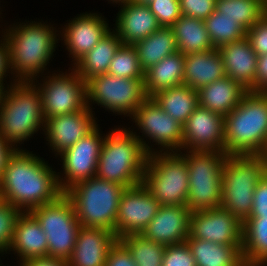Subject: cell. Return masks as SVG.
Wrapping results in <instances>:
<instances>
[{"mask_svg": "<svg viewBox=\"0 0 267 266\" xmlns=\"http://www.w3.org/2000/svg\"><path fill=\"white\" fill-rule=\"evenodd\" d=\"M61 190L56 171L28 150L17 149L9 157L0 179V200L30 212L56 201Z\"/></svg>", "mask_w": 267, "mask_h": 266, "instance_id": "6da1fadb", "label": "cell"}, {"mask_svg": "<svg viewBox=\"0 0 267 266\" xmlns=\"http://www.w3.org/2000/svg\"><path fill=\"white\" fill-rule=\"evenodd\" d=\"M5 31L2 33L8 45L14 80L32 82L40 73H44L55 52L60 39L59 33L56 34L58 30L42 21H26L19 25L13 23Z\"/></svg>", "mask_w": 267, "mask_h": 266, "instance_id": "7a4b0ae2", "label": "cell"}, {"mask_svg": "<svg viewBox=\"0 0 267 266\" xmlns=\"http://www.w3.org/2000/svg\"><path fill=\"white\" fill-rule=\"evenodd\" d=\"M227 155H262L267 146V92L247 91L224 117Z\"/></svg>", "mask_w": 267, "mask_h": 266, "instance_id": "3957f363", "label": "cell"}, {"mask_svg": "<svg viewBox=\"0 0 267 266\" xmlns=\"http://www.w3.org/2000/svg\"><path fill=\"white\" fill-rule=\"evenodd\" d=\"M10 84L0 107V134L17 150V144L27 141L40 128L45 130V119L41 93L35 84L14 79Z\"/></svg>", "mask_w": 267, "mask_h": 266, "instance_id": "277c9868", "label": "cell"}, {"mask_svg": "<svg viewBox=\"0 0 267 266\" xmlns=\"http://www.w3.org/2000/svg\"><path fill=\"white\" fill-rule=\"evenodd\" d=\"M128 129L114 128L105 135L96 173L97 178L124 188L142 182L149 155L133 130Z\"/></svg>", "mask_w": 267, "mask_h": 266, "instance_id": "5b68a950", "label": "cell"}, {"mask_svg": "<svg viewBox=\"0 0 267 266\" xmlns=\"http://www.w3.org/2000/svg\"><path fill=\"white\" fill-rule=\"evenodd\" d=\"M266 174L263 155H227L222 168L221 206L244 222L252 211L255 187Z\"/></svg>", "mask_w": 267, "mask_h": 266, "instance_id": "8992f818", "label": "cell"}, {"mask_svg": "<svg viewBox=\"0 0 267 266\" xmlns=\"http://www.w3.org/2000/svg\"><path fill=\"white\" fill-rule=\"evenodd\" d=\"M124 187L93 177L80 181L66 190L76 217L82 226L115 231L116 216Z\"/></svg>", "mask_w": 267, "mask_h": 266, "instance_id": "52a82bcc", "label": "cell"}, {"mask_svg": "<svg viewBox=\"0 0 267 266\" xmlns=\"http://www.w3.org/2000/svg\"><path fill=\"white\" fill-rule=\"evenodd\" d=\"M142 183L160 206H186L189 173L179 151H156L148 155Z\"/></svg>", "mask_w": 267, "mask_h": 266, "instance_id": "ba28073f", "label": "cell"}, {"mask_svg": "<svg viewBox=\"0 0 267 266\" xmlns=\"http://www.w3.org/2000/svg\"><path fill=\"white\" fill-rule=\"evenodd\" d=\"M179 152L186 158L189 173L186 206L192 212L220 207L222 168L227 154L205 150Z\"/></svg>", "mask_w": 267, "mask_h": 266, "instance_id": "9c48e42d", "label": "cell"}, {"mask_svg": "<svg viewBox=\"0 0 267 266\" xmlns=\"http://www.w3.org/2000/svg\"><path fill=\"white\" fill-rule=\"evenodd\" d=\"M48 239V256L67 261L74 249L81 226L71 200L62 194L56 201L30 211Z\"/></svg>", "mask_w": 267, "mask_h": 266, "instance_id": "30bf717a", "label": "cell"}, {"mask_svg": "<svg viewBox=\"0 0 267 266\" xmlns=\"http://www.w3.org/2000/svg\"><path fill=\"white\" fill-rule=\"evenodd\" d=\"M87 106L92 103L105 110L130 118L147 98L144 79L119 78L110 74L94 76L86 81Z\"/></svg>", "mask_w": 267, "mask_h": 266, "instance_id": "8fae6325", "label": "cell"}, {"mask_svg": "<svg viewBox=\"0 0 267 266\" xmlns=\"http://www.w3.org/2000/svg\"><path fill=\"white\" fill-rule=\"evenodd\" d=\"M131 118L136 127L138 126L137 129H140L142 136L137 135L136 132L133 134L141 141L148 154L156 151H182L183 125L166 113L153 97H147ZM145 138L156 142L155 145H158L157 148L160 150L151 148Z\"/></svg>", "mask_w": 267, "mask_h": 266, "instance_id": "7c38bea8", "label": "cell"}, {"mask_svg": "<svg viewBox=\"0 0 267 266\" xmlns=\"http://www.w3.org/2000/svg\"><path fill=\"white\" fill-rule=\"evenodd\" d=\"M69 70V74L59 72L46 78L43 76V84L37 78L32 81L41 93L45 121L53 116L83 111L88 107L86 81L73 68Z\"/></svg>", "mask_w": 267, "mask_h": 266, "instance_id": "4fadbf2b", "label": "cell"}, {"mask_svg": "<svg viewBox=\"0 0 267 266\" xmlns=\"http://www.w3.org/2000/svg\"><path fill=\"white\" fill-rule=\"evenodd\" d=\"M98 127L58 155L63 162L61 167L64 175L61 177L60 172L57 173L63 192L80 181L96 177L99 155L105 138V134H100Z\"/></svg>", "mask_w": 267, "mask_h": 266, "instance_id": "5bb4252c", "label": "cell"}, {"mask_svg": "<svg viewBox=\"0 0 267 266\" xmlns=\"http://www.w3.org/2000/svg\"><path fill=\"white\" fill-rule=\"evenodd\" d=\"M159 207V202L142 182L126 187L119 201L114 231L116 237L141 235Z\"/></svg>", "mask_w": 267, "mask_h": 266, "instance_id": "9a60e30c", "label": "cell"}, {"mask_svg": "<svg viewBox=\"0 0 267 266\" xmlns=\"http://www.w3.org/2000/svg\"><path fill=\"white\" fill-rule=\"evenodd\" d=\"M243 222L222 206L194 211L190 217L192 239L222 245H242Z\"/></svg>", "mask_w": 267, "mask_h": 266, "instance_id": "2e32d148", "label": "cell"}, {"mask_svg": "<svg viewBox=\"0 0 267 266\" xmlns=\"http://www.w3.org/2000/svg\"><path fill=\"white\" fill-rule=\"evenodd\" d=\"M182 150L225 152L224 116L198 105L183 124Z\"/></svg>", "mask_w": 267, "mask_h": 266, "instance_id": "e0dca14e", "label": "cell"}, {"mask_svg": "<svg viewBox=\"0 0 267 266\" xmlns=\"http://www.w3.org/2000/svg\"><path fill=\"white\" fill-rule=\"evenodd\" d=\"M93 112L87 107L83 111L53 116L45 121L46 141L56 156L69 149L98 126Z\"/></svg>", "mask_w": 267, "mask_h": 266, "instance_id": "ac0fdd59", "label": "cell"}, {"mask_svg": "<svg viewBox=\"0 0 267 266\" xmlns=\"http://www.w3.org/2000/svg\"><path fill=\"white\" fill-rule=\"evenodd\" d=\"M68 24V25H67ZM62 27L64 45L75 65L107 34L111 28L103 16L96 13H82Z\"/></svg>", "mask_w": 267, "mask_h": 266, "instance_id": "d6986e66", "label": "cell"}, {"mask_svg": "<svg viewBox=\"0 0 267 266\" xmlns=\"http://www.w3.org/2000/svg\"><path fill=\"white\" fill-rule=\"evenodd\" d=\"M191 214L187 206H160L141 235L164 246L185 243L190 233Z\"/></svg>", "mask_w": 267, "mask_h": 266, "instance_id": "ffe728a7", "label": "cell"}, {"mask_svg": "<svg viewBox=\"0 0 267 266\" xmlns=\"http://www.w3.org/2000/svg\"><path fill=\"white\" fill-rule=\"evenodd\" d=\"M113 231L80 226L68 266H105L108 252L117 242Z\"/></svg>", "mask_w": 267, "mask_h": 266, "instance_id": "44dd1931", "label": "cell"}, {"mask_svg": "<svg viewBox=\"0 0 267 266\" xmlns=\"http://www.w3.org/2000/svg\"><path fill=\"white\" fill-rule=\"evenodd\" d=\"M120 10L116 17L115 29L122 44H131L142 40L161 26L156 16L150 11L148 5L132 0L120 3Z\"/></svg>", "mask_w": 267, "mask_h": 266, "instance_id": "7402d4cb", "label": "cell"}, {"mask_svg": "<svg viewBox=\"0 0 267 266\" xmlns=\"http://www.w3.org/2000/svg\"><path fill=\"white\" fill-rule=\"evenodd\" d=\"M218 50L223 59L226 76L251 91L255 87L258 56L247 37L223 45Z\"/></svg>", "mask_w": 267, "mask_h": 266, "instance_id": "603a6c76", "label": "cell"}, {"mask_svg": "<svg viewBox=\"0 0 267 266\" xmlns=\"http://www.w3.org/2000/svg\"><path fill=\"white\" fill-rule=\"evenodd\" d=\"M8 251H14L20 257V264L32 258L48 256L47 236L31 212H22L17 218Z\"/></svg>", "mask_w": 267, "mask_h": 266, "instance_id": "cb8c5ba5", "label": "cell"}, {"mask_svg": "<svg viewBox=\"0 0 267 266\" xmlns=\"http://www.w3.org/2000/svg\"><path fill=\"white\" fill-rule=\"evenodd\" d=\"M226 76L218 49L185 55L183 84L198 90Z\"/></svg>", "mask_w": 267, "mask_h": 266, "instance_id": "d4e9b609", "label": "cell"}, {"mask_svg": "<svg viewBox=\"0 0 267 266\" xmlns=\"http://www.w3.org/2000/svg\"><path fill=\"white\" fill-rule=\"evenodd\" d=\"M199 105L226 116L240 103L247 92L229 76L218 79L197 90Z\"/></svg>", "mask_w": 267, "mask_h": 266, "instance_id": "484cf974", "label": "cell"}, {"mask_svg": "<svg viewBox=\"0 0 267 266\" xmlns=\"http://www.w3.org/2000/svg\"><path fill=\"white\" fill-rule=\"evenodd\" d=\"M184 63L185 55L177 51L146 70L144 89L147 97H152L158 91L182 85Z\"/></svg>", "mask_w": 267, "mask_h": 266, "instance_id": "4316f807", "label": "cell"}, {"mask_svg": "<svg viewBox=\"0 0 267 266\" xmlns=\"http://www.w3.org/2000/svg\"><path fill=\"white\" fill-rule=\"evenodd\" d=\"M112 30L105 34L97 45L72 66L84 81L108 72L110 62L122 44L117 33L114 29Z\"/></svg>", "mask_w": 267, "mask_h": 266, "instance_id": "83f0119b", "label": "cell"}, {"mask_svg": "<svg viewBox=\"0 0 267 266\" xmlns=\"http://www.w3.org/2000/svg\"><path fill=\"white\" fill-rule=\"evenodd\" d=\"M197 266H244L242 245H222L209 241L186 240Z\"/></svg>", "mask_w": 267, "mask_h": 266, "instance_id": "f1b7e54d", "label": "cell"}, {"mask_svg": "<svg viewBox=\"0 0 267 266\" xmlns=\"http://www.w3.org/2000/svg\"><path fill=\"white\" fill-rule=\"evenodd\" d=\"M142 70L145 72L165 57L178 51L172 27L161 26L148 37L134 43Z\"/></svg>", "mask_w": 267, "mask_h": 266, "instance_id": "f546056e", "label": "cell"}, {"mask_svg": "<svg viewBox=\"0 0 267 266\" xmlns=\"http://www.w3.org/2000/svg\"><path fill=\"white\" fill-rule=\"evenodd\" d=\"M171 27L183 55L214 49L203 20L181 15Z\"/></svg>", "mask_w": 267, "mask_h": 266, "instance_id": "4dcf8cb0", "label": "cell"}, {"mask_svg": "<svg viewBox=\"0 0 267 266\" xmlns=\"http://www.w3.org/2000/svg\"><path fill=\"white\" fill-rule=\"evenodd\" d=\"M152 97L166 113L182 125L199 105L197 90L184 84L158 91Z\"/></svg>", "mask_w": 267, "mask_h": 266, "instance_id": "1f68e13d", "label": "cell"}, {"mask_svg": "<svg viewBox=\"0 0 267 266\" xmlns=\"http://www.w3.org/2000/svg\"><path fill=\"white\" fill-rule=\"evenodd\" d=\"M266 4V0H216L215 10L247 31L266 14Z\"/></svg>", "mask_w": 267, "mask_h": 266, "instance_id": "d6a6232c", "label": "cell"}, {"mask_svg": "<svg viewBox=\"0 0 267 266\" xmlns=\"http://www.w3.org/2000/svg\"><path fill=\"white\" fill-rule=\"evenodd\" d=\"M242 232L245 264L267 262V218L246 219Z\"/></svg>", "mask_w": 267, "mask_h": 266, "instance_id": "836d02e7", "label": "cell"}, {"mask_svg": "<svg viewBox=\"0 0 267 266\" xmlns=\"http://www.w3.org/2000/svg\"><path fill=\"white\" fill-rule=\"evenodd\" d=\"M130 252L136 266H162L166 246L144 238L129 235L118 239Z\"/></svg>", "mask_w": 267, "mask_h": 266, "instance_id": "e575fe53", "label": "cell"}, {"mask_svg": "<svg viewBox=\"0 0 267 266\" xmlns=\"http://www.w3.org/2000/svg\"><path fill=\"white\" fill-rule=\"evenodd\" d=\"M203 22L215 49L246 36V31L239 24L233 19L221 16L216 10Z\"/></svg>", "mask_w": 267, "mask_h": 266, "instance_id": "d590c367", "label": "cell"}, {"mask_svg": "<svg viewBox=\"0 0 267 266\" xmlns=\"http://www.w3.org/2000/svg\"><path fill=\"white\" fill-rule=\"evenodd\" d=\"M107 74L129 79H144L137 51L131 44H121L110 62Z\"/></svg>", "mask_w": 267, "mask_h": 266, "instance_id": "8d00e7d4", "label": "cell"}, {"mask_svg": "<svg viewBox=\"0 0 267 266\" xmlns=\"http://www.w3.org/2000/svg\"><path fill=\"white\" fill-rule=\"evenodd\" d=\"M21 213L20 209L0 200V254L8 253L15 224Z\"/></svg>", "mask_w": 267, "mask_h": 266, "instance_id": "74e56055", "label": "cell"}, {"mask_svg": "<svg viewBox=\"0 0 267 266\" xmlns=\"http://www.w3.org/2000/svg\"><path fill=\"white\" fill-rule=\"evenodd\" d=\"M147 5L160 26L171 27L182 15L179 0H153Z\"/></svg>", "mask_w": 267, "mask_h": 266, "instance_id": "f35d334b", "label": "cell"}, {"mask_svg": "<svg viewBox=\"0 0 267 266\" xmlns=\"http://www.w3.org/2000/svg\"><path fill=\"white\" fill-rule=\"evenodd\" d=\"M162 266H197L187 243L166 246Z\"/></svg>", "mask_w": 267, "mask_h": 266, "instance_id": "ab89813d", "label": "cell"}, {"mask_svg": "<svg viewBox=\"0 0 267 266\" xmlns=\"http://www.w3.org/2000/svg\"><path fill=\"white\" fill-rule=\"evenodd\" d=\"M216 0H179L181 14L197 19H207L215 10Z\"/></svg>", "mask_w": 267, "mask_h": 266, "instance_id": "60d3db41", "label": "cell"}, {"mask_svg": "<svg viewBox=\"0 0 267 266\" xmlns=\"http://www.w3.org/2000/svg\"><path fill=\"white\" fill-rule=\"evenodd\" d=\"M252 49L257 56L267 54V15L265 14L254 26L246 31Z\"/></svg>", "mask_w": 267, "mask_h": 266, "instance_id": "b9f144b4", "label": "cell"}, {"mask_svg": "<svg viewBox=\"0 0 267 266\" xmlns=\"http://www.w3.org/2000/svg\"><path fill=\"white\" fill-rule=\"evenodd\" d=\"M264 218H267V174L255 187L252 211L247 219Z\"/></svg>", "mask_w": 267, "mask_h": 266, "instance_id": "7bdbcfd3", "label": "cell"}, {"mask_svg": "<svg viewBox=\"0 0 267 266\" xmlns=\"http://www.w3.org/2000/svg\"><path fill=\"white\" fill-rule=\"evenodd\" d=\"M105 266H136V263L127 248L117 240L108 252Z\"/></svg>", "mask_w": 267, "mask_h": 266, "instance_id": "ee69618b", "label": "cell"}, {"mask_svg": "<svg viewBox=\"0 0 267 266\" xmlns=\"http://www.w3.org/2000/svg\"><path fill=\"white\" fill-rule=\"evenodd\" d=\"M252 92H267V54L258 56L255 87Z\"/></svg>", "mask_w": 267, "mask_h": 266, "instance_id": "f6af8a7d", "label": "cell"}, {"mask_svg": "<svg viewBox=\"0 0 267 266\" xmlns=\"http://www.w3.org/2000/svg\"><path fill=\"white\" fill-rule=\"evenodd\" d=\"M0 40V82L4 83L7 73H11L10 63H9V49L4 35H1ZM3 40V41H2Z\"/></svg>", "mask_w": 267, "mask_h": 266, "instance_id": "bcb514c9", "label": "cell"}, {"mask_svg": "<svg viewBox=\"0 0 267 266\" xmlns=\"http://www.w3.org/2000/svg\"><path fill=\"white\" fill-rule=\"evenodd\" d=\"M20 266H68L67 261L54 257L32 258L20 264Z\"/></svg>", "mask_w": 267, "mask_h": 266, "instance_id": "7dc6e473", "label": "cell"}, {"mask_svg": "<svg viewBox=\"0 0 267 266\" xmlns=\"http://www.w3.org/2000/svg\"><path fill=\"white\" fill-rule=\"evenodd\" d=\"M15 150L16 148L8 144L0 134V179L3 175L9 157Z\"/></svg>", "mask_w": 267, "mask_h": 266, "instance_id": "c3c4849f", "label": "cell"}, {"mask_svg": "<svg viewBox=\"0 0 267 266\" xmlns=\"http://www.w3.org/2000/svg\"><path fill=\"white\" fill-rule=\"evenodd\" d=\"M4 85H5L4 83L0 82V107H1V104L3 103V98L7 90Z\"/></svg>", "mask_w": 267, "mask_h": 266, "instance_id": "681fc988", "label": "cell"}, {"mask_svg": "<svg viewBox=\"0 0 267 266\" xmlns=\"http://www.w3.org/2000/svg\"><path fill=\"white\" fill-rule=\"evenodd\" d=\"M267 262H260V263H250V264H245L244 266H266Z\"/></svg>", "mask_w": 267, "mask_h": 266, "instance_id": "f907efd6", "label": "cell"}, {"mask_svg": "<svg viewBox=\"0 0 267 266\" xmlns=\"http://www.w3.org/2000/svg\"><path fill=\"white\" fill-rule=\"evenodd\" d=\"M132 1L137 2V3H140V4L147 5V4H149L153 0H132Z\"/></svg>", "mask_w": 267, "mask_h": 266, "instance_id": "816d5d0a", "label": "cell"}, {"mask_svg": "<svg viewBox=\"0 0 267 266\" xmlns=\"http://www.w3.org/2000/svg\"><path fill=\"white\" fill-rule=\"evenodd\" d=\"M110 2L112 1L113 2V4H114V2L116 3V4H120V3H123V2H126V1H129V0H109Z\"/></svg>", "mask_w": 267, "mask_h": 266, "instance_id": "f5cc1de1", "label": "cell"}, {"mask_svg": "<svg viewBox=\"0 0 267 266\" xmlns=\"http://www.w3.org/2000/svg\"><path fill=\"white\" fill-rule=\"evenodd\" d=\"M263 156H264V158L267 160V146H266V149H265V151L263 152V154H262Z\"/></svg>", "mask_w": 267, "mask_h": 266, "instance_id": "db71d44e", "label": "cell"}]
</instances>
